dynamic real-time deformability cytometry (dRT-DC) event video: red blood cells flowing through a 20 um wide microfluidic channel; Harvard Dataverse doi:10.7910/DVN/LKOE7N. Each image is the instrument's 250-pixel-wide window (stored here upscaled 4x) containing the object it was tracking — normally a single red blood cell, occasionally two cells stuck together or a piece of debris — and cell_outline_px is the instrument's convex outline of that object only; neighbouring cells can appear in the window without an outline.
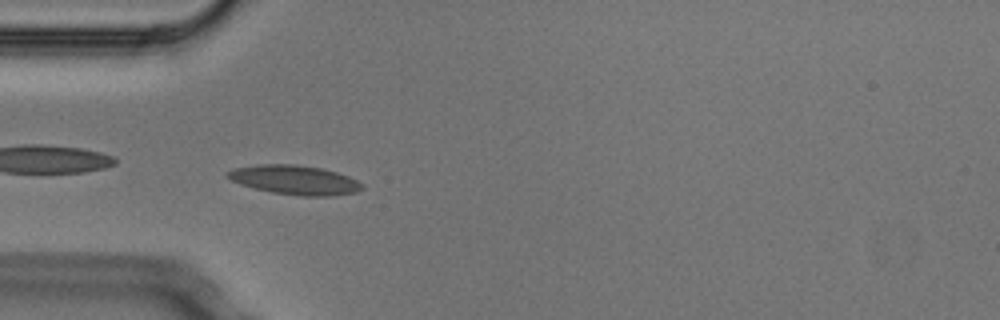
{"species": "Egyptian fruit bat (a non-hibernating species)", "species_latin": "Rousettus aegyptiacus", "temperature_condition": "cold", "stored_images_in_passage": 4, "camera_frame_rate_fps": 3000, "um_per_image_px": 0.085, "animal": {"sex": "male"}, "frame": {"image": 1, "passage_image": 3, "time_ms": 0.667, "image_size_px": [1000, 320], "cell_outline_px": [[364, 188], [356, 192], [332, 196], [300, 196], [272, 192], [240, 184], [224, 176], [224, 172], [232, 168], [260, 164], [296, 164], [320, 168], [336, 172], [348, 176], [364, 184]], "centroid_in_image_um": [25.03, 15.29], "position_along_channel_um": 60.0, "area_um2": 23.06}}